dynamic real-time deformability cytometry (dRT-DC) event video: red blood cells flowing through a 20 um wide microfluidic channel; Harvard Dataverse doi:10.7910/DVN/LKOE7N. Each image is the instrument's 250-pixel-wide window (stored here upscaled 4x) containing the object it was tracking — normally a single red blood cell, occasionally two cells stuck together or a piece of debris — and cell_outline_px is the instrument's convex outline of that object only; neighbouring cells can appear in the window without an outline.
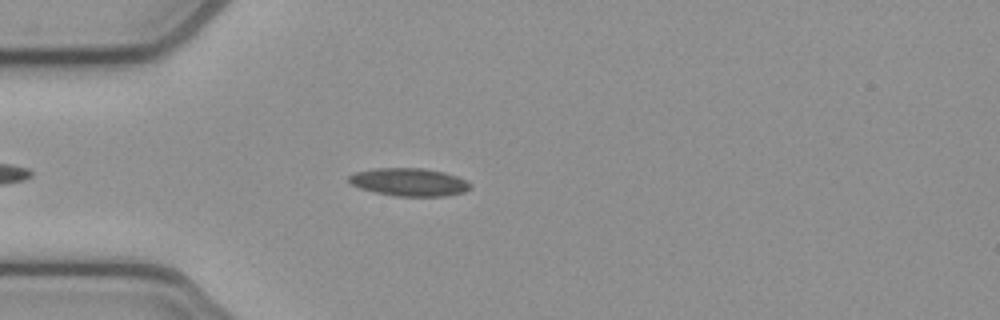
{"species": "common noctule bat (a hibernating species)", "species_latin": "Nyctalus noctula", "temperature_condition": "cold", "stored_images_in_passage": 38, "camera_frame_rate_fps": 3000, "um_per_image_px": 0.085, "animal": {"sex": "female", "body_mass_g": 21.9}, "frame": {"image": 1, "passage_image": 2, "time_ms": 0.333, "image_size_px": [1000, 320], "cell_outline_px": [[472, 188], [464, 192], [448, 196], [396, 196], [376, 192], [360, 188], [352, 184], [348, 180], [348, 176], [356, 172], [372, 168], [424, 168], [444, 172], [468, 180], [472, 184]], "centroid_in_image_um": [34.83, 15.47], "position_along_channel_um": 50.2, "area_um2": 19.88}}
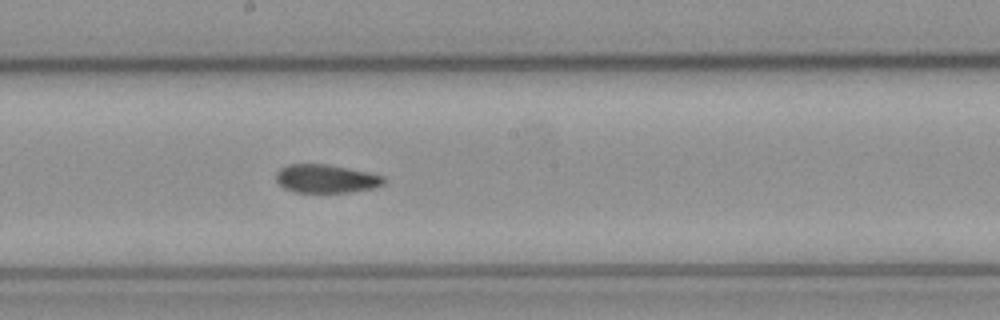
{"frame": {"image": 2, "passage_image": 16, "time_ms": 5.0, "image_size_px": [1000, 320], "cell_outline_px": [[384, 184], [376, 188], [348, 192], [292, 192], [284, 188], [276, 180], [276, 172], [280, 168], [288, 164], [328, 164], [368, 172], [384, 176]], "centroid_in_image_um": [27.71, 15.19], "position_along_channel_um": 220.5, "area_um2": 17.92}}
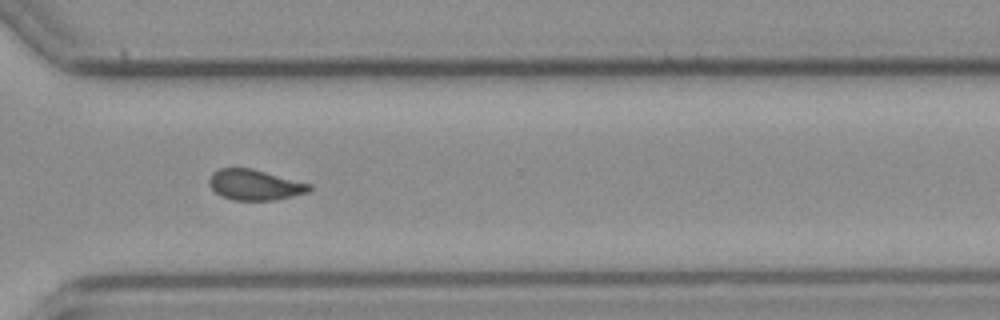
{"frame": {"image": 3, "passage_image": 26, "time_ms": 8.333, "image_size_px": [1000, 320], "cell_outline_px": [[312, 188], [308, 192], [276, 200], [232, 200], [220, 196], [208, 184], [208, 180], [212, 172], [220, 168], [252, 168], [312, 184]], "centroid_in_image_um": [21.65, 15.71], "position_along_channel_um": 349.0, "area_um2": 17.98}, "authors_computed_cell_mechanics": {"area_um2": 18.5249, "velocity_mm_per_s": 3.8607, "shape_relaxation_time_tau1_ms": null, "shape_relaxation_time_tau2_ms": 4.0564, "deformation_change_tau1": null, "deformation_change_tau2": 0.0915}}